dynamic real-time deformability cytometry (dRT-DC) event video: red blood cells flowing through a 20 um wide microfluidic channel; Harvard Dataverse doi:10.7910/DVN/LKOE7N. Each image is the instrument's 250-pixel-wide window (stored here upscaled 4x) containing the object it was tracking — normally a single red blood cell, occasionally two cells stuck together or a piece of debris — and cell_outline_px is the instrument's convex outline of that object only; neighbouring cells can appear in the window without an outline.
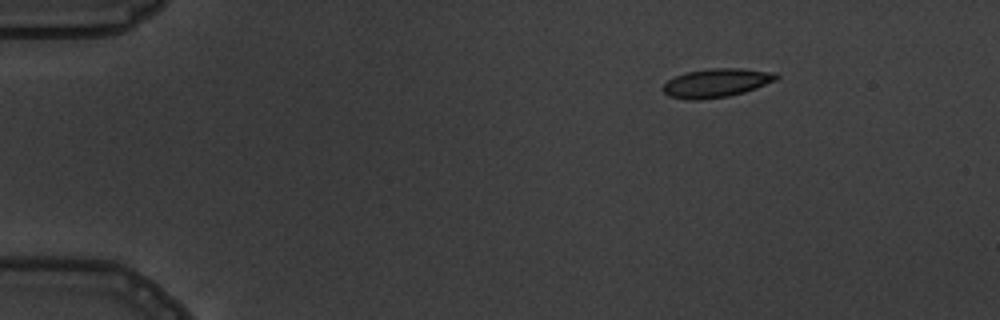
{"species": "common noctule bat (a hibernating species)", "species_latin": "Nyctalus noctula", "temperature_condition": "warm", "stored_images_in_passage": 3, "camera_frame_rate_fps": 3000, "um_per_image_px": 0.085, "animal": {"sex": "male", "body_mass_g": 19.5, "forearm_length_mm": 54.6}, "frame": {"image": 1, "passage_image": 1, "time_ms": 0.0, "image_size_px": [1000, 320], "cell_outline_px": [[780, 76], [776, 80], [756, 88], [744, 92], [728, 96], [700, 100], [688, 100], [668, 96], [660, 88], [668, 80], [676, 76], [688, 72], [708, 68], [740, 68], [776, 72]], "centroid_in_image_um": [60.89, 7.05], "position_along_channel_um": 24.1, "area_um2": 19.07}}
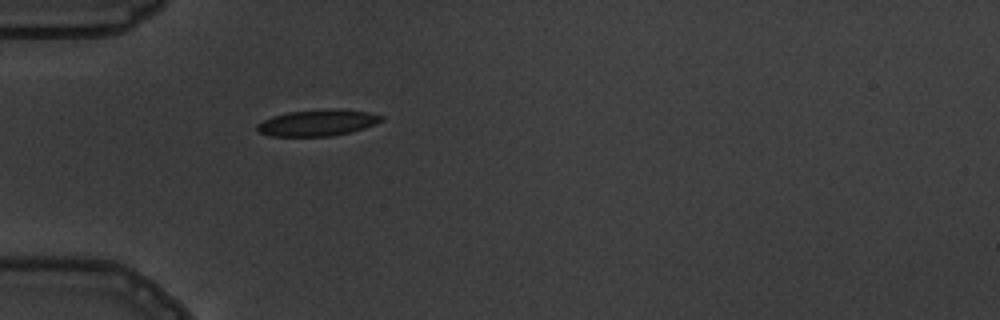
{"frame": {"image": 2, "passage_image": 3, "time_ms": 3.0, "image_size_px": [1000, 320], "cell_outline_px": [[384, 120], [364, 128], [332, 136], [272, 136], [260, 132], [256, 128], [256, 124], [272, 116], [288, 112], [336, 108], [368, 112], [384, 116]], "centroid_in_image_um": [27.0, 10.43], "position_along_channel_um": 58.0, "area_um2": 18.96}}